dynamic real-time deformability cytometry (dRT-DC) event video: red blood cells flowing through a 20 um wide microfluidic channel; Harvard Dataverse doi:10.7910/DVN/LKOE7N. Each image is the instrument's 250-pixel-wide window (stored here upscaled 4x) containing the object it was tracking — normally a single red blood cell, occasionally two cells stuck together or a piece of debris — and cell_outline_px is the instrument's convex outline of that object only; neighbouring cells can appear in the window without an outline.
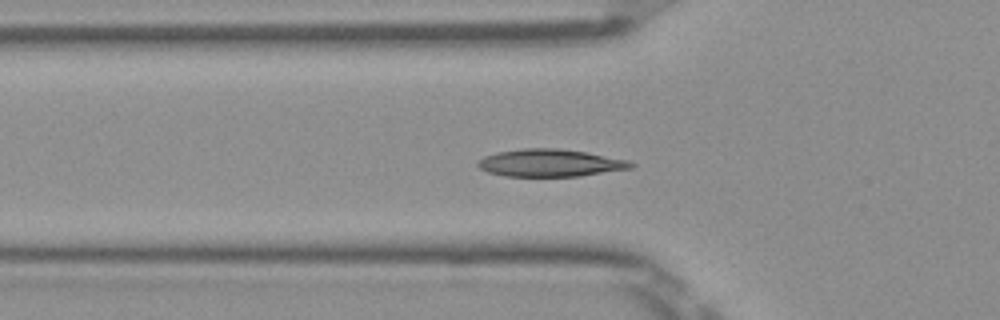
{"species": "Egyptian fruit bat (a non-hibernating species)", "species_latin": "Rousettus aegyptiacus", "temperature_condition": "room temperature", "stored_images_in_passage": 46, "segment_of_instrument_passage": [1, 2], "camera_frame_rate_fps": 3000, "um_per_image_px": 0.085, "frame": {"image": 1, "passage_image": 11, "time_ms": 3.333, "image_size_px": [1000, 320], "cell_outline_px": [[636, 164], [632, 168], [580, 176], [504, 176], [488, 172], [480, 168], [476, 164], [484, 156], [496, 152], [520, 148], [560, 148], [588, 152], [628, 160]], "centroid_in_image_um": [46.77, 13.84], "position_along_channel_um": 79.0, "area_um2": 24.62}}
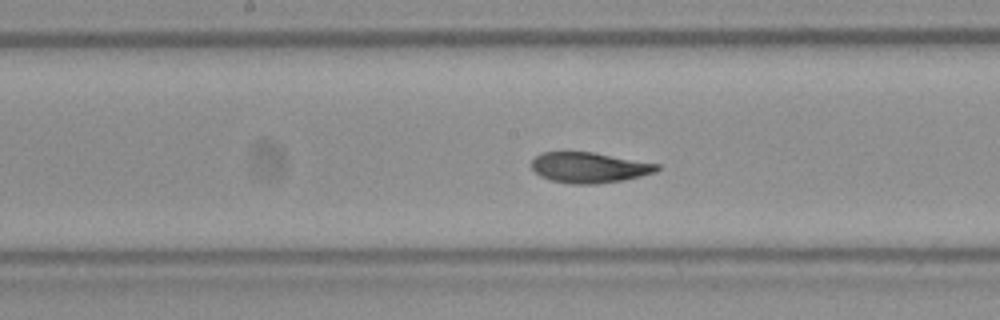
{"frame": {"image": 2, "passage_image": 20, "time_ms": 6.333, "image_size_px": [1000, 320], "cell_outline_px": [[660, 168], [656, 172], [624, 180], [596, 184], [572, 184], [552, 180], [540, 176], [532, 168], [532, 160], [536, 156], [544, 152], [592, 152], [660, 164]], "centroid_in_image_um": [50.11, 14.24], "position_along_channel_um": 198.1, "area_um2": 22.2}}
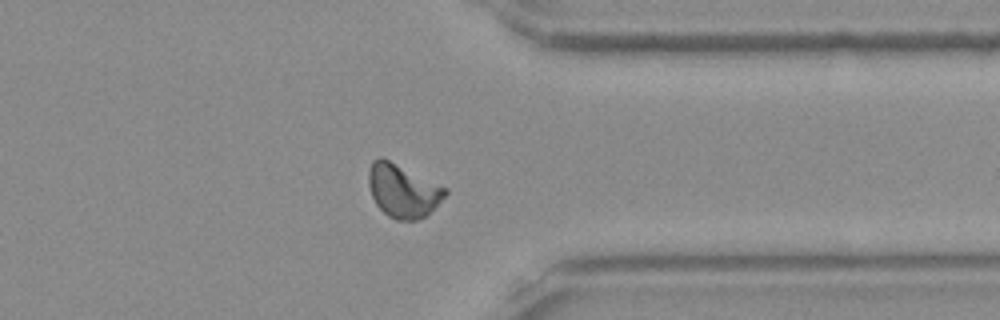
{"frame": {"image": 3, "passage_image": 34, "time_ms": 11.0, "image_size_px": [1000, 320], "cell_outline_px": [[448, 192], [424, 216], [416, 220], [396, 220], [388, 216], [376, 204], [372, 196], [368, 184], [368, 168], [372, 160], [380, 156], [448, 188]], "centroid_in_image_um": [34.2, 16.19], "position_along_channel_um": 377.2, "area_um2": 23.47}}